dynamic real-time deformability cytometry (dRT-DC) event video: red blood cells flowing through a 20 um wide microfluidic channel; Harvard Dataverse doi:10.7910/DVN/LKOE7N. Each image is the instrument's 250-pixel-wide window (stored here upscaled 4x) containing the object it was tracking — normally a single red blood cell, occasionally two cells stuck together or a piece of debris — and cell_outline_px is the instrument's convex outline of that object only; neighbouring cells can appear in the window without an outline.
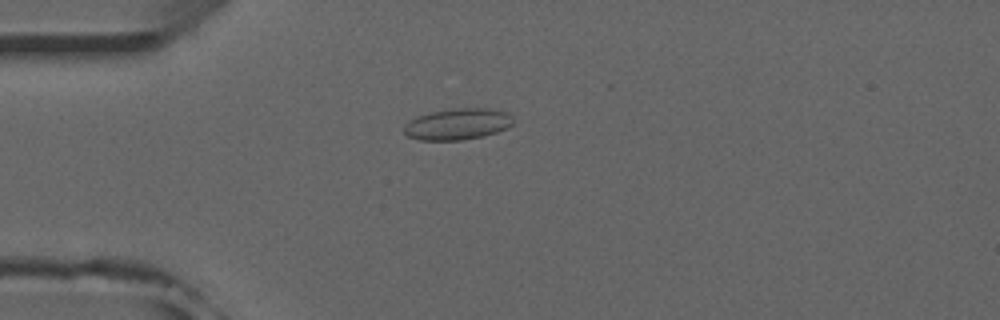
{"species": "common noctule bat (a hibernating species)", "species_latin": "Nyctalus noctula", "temperature_condition": "room temperature", "stored_images_in_passage": 52, "camera_frame_rate_fps": 3000, "um_per_image_px": 0.085, "animal": {"sex": "male", "forearm_length_mm": 52.5}, "frame": {"image": 1, "passage_image": 14, "time_ms": 4.333, "image_size_px": [1000, 320], "cell_outline_px": [[512, 124], [508, 128], [484, 136], [460, 140], [420, 140], [408, 136], [404, 132], [404, 124], [408, 120], [416, 116], [432, 112], [452, 108], [488, 108], [508, 112], [512, 116]], "centroid_in_image_um": [38.89, 10.54], "position_along_channel_um": 46.1, "area_um2": 20.06}}
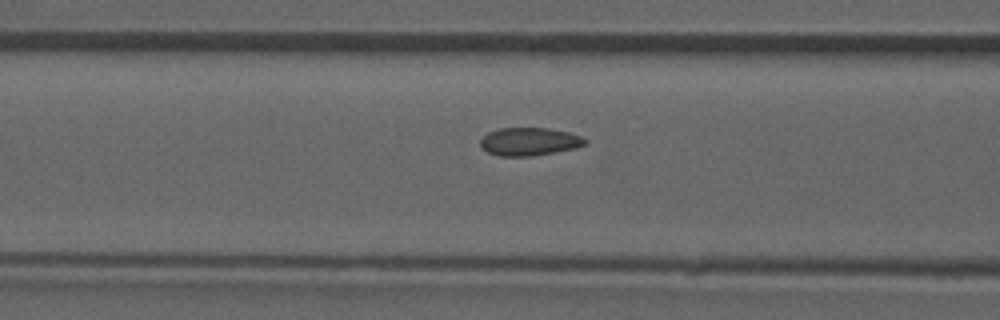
{"frame": {"image": 2, "passage_image": 21, "time_ms": 6.667, "image_size_px": [1000, 320], "cell_outline_px": [[588, 144], [576, 148], [532, 156], [500, 156], [488, 152], [480, 148], [480, 140], [488, 132], [500, 128], [548, 128], [568, 132], [580, 136], [588, 140]], "centroid_in_image_um": [45.0, 12.04], "position_along_channel_um": 121.6, "area_um2": 17.17}}
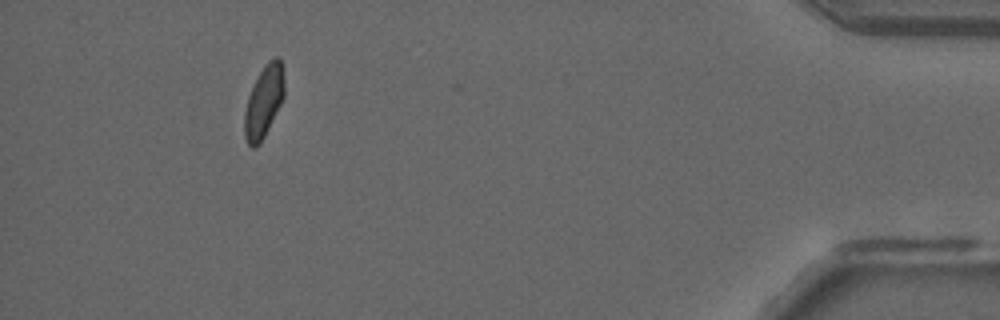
{"frame": {"image": 3, "passage_image": 48, "time_ms": 15.667, "image_size_px": [1000, 320], "cell_outline_px": [[284, 96], [260, 144], [256, 148], [252, 148], [248, 144], [244, 136], [244, 112], [248, 96], [264, 64], [268, 60], [276, 56], [280, 60], [284, 76]], "centroid_in_image_um": [22.41, 8.64], "position_along_channel_um": 412.8, "area_um2": 16.53}, "authors_computed_cell_mechanics": {"area_um2": 17.1666, "velocity_mm_per_s": 3.9556, "shape_relaxation_time_tau1_ms": null, "shape_relaxation_time_tau2_ms": 0.8891, "deformation_change_tau1": null, "deformation_change_tau2": 0.0485}}